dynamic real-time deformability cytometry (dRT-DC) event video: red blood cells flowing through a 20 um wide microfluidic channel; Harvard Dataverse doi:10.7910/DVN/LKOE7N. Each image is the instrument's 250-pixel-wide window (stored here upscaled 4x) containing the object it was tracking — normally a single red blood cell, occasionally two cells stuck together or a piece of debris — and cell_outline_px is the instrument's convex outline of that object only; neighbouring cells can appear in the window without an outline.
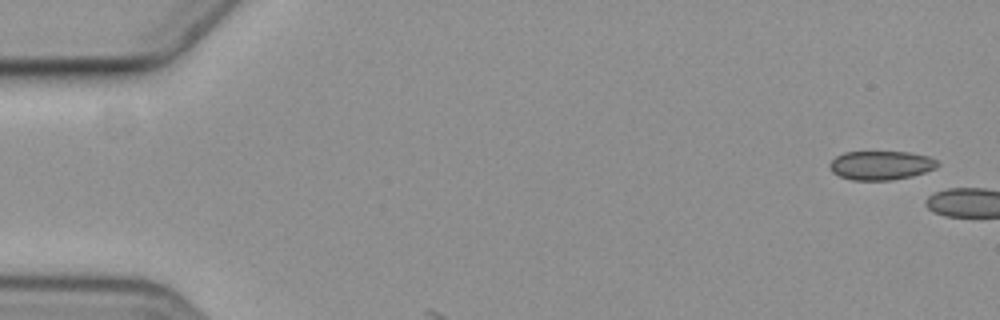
{"species": "common noctule bat (a hibernating species)", "species_latin": "Nyctalus noctula", "temperature_condition": "cold", "stored_images_in_passage": 2, "camera_frame_rate_fps": 3000, "um_per_image_px": 0.085, "animal": {"sex": "female", "body_mass_g": 19.3, "forearm_length_mm": 54.1}, "frame": {"image": 1, "passage_image": 1, "time_ms": 0.0, "image_size_px": [1000, 320], "cell_outline_px": [[940, 164], [936, 168], [912, 176], [892, 180], [852, 180], [840, 176], [832, 172], [828, 164], [836, 156], [844, 152], [908, 152], [928, 156], [936, 160]], "centroid_in_image_um": [74.87, 14.05], "position_along_channel_um": 10.1, "area_um2": 18.21}}